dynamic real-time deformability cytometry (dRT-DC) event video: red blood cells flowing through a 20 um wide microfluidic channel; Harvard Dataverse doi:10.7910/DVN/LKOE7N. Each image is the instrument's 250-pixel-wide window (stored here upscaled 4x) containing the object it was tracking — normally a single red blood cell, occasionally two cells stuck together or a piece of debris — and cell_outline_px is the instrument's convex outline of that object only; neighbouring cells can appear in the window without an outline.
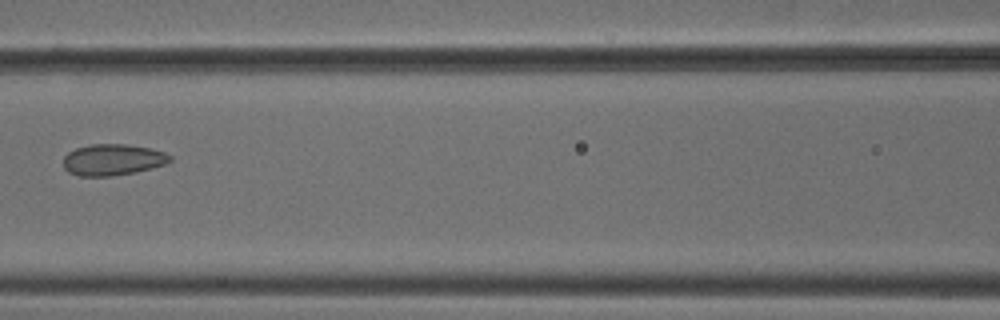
{"species": "common noctule bat (a hibernating species)", "species_latin": "Nyctalus noctula", "temperature_condition": "cold", "stored_images_in_passage": 7, "camera_frame_rate_fps": 3000, "um_per_image_px": 0.085, "animal": {"sex": "male", "body_mass_g": 18.8}, "frame": {"image": 1, "passage_image": 7, "time_ms": 2.0, "image_size_px": [1000, 320], "cell_outline_px": [[172, 160], [164, 164], [152, 168], [136, 172], [112, 176], [80, 176], [68, 172], [64, 168], [64, 156], [68, 152], [76, 148], [88, 144], [128, 144], [148, 148], [164, 152], [172, 156]], "centroid_in_image_um": [9.57, 13.57], "position_along_channel_um": 157.0, "area_um2": 19.54}}